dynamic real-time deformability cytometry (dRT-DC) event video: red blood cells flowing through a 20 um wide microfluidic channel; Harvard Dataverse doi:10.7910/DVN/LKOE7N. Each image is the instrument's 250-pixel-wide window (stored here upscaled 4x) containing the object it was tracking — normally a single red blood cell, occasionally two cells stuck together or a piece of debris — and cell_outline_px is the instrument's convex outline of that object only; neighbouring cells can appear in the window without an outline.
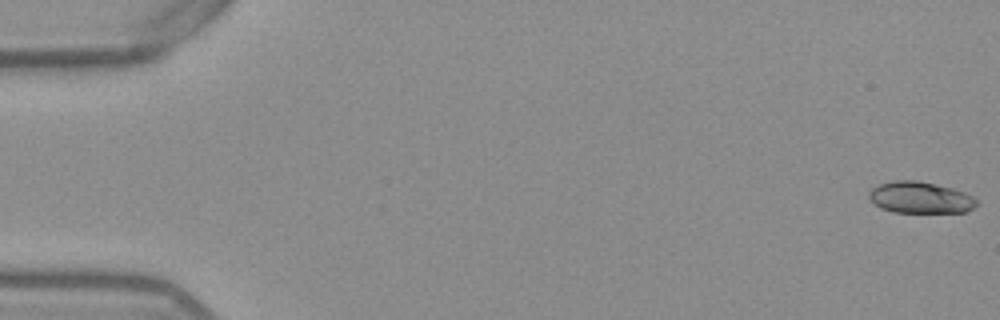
{"species": "Egyptian fruit bat (a non-hibernating species)", "species_latin": "Rousettus aegyptiacus", "temperature_condition": "warm", "stored_images_in_passage": 53, "camera_frame_rate_fps": 3000, "um_per_image_px": 0.085, "frame": {"image": 1, "passage_image": 1, "time_ms": 0.0, "image_size_px": [1000, 320], "cell_outline_px": [[976, 204], [972, 208], [964, 212], [892, 212], [880, 208], [868, 200], [868, 192], [872, 188], [880, 184], [892, 180], [916, 180], [936, 184], [952, 188], [964, 192], [972, 196], [976, 200]], "centroid_in_image_um": [78.15, 16.78], "position_along_channel_um": 6.8, "area_um2": 19.83}}
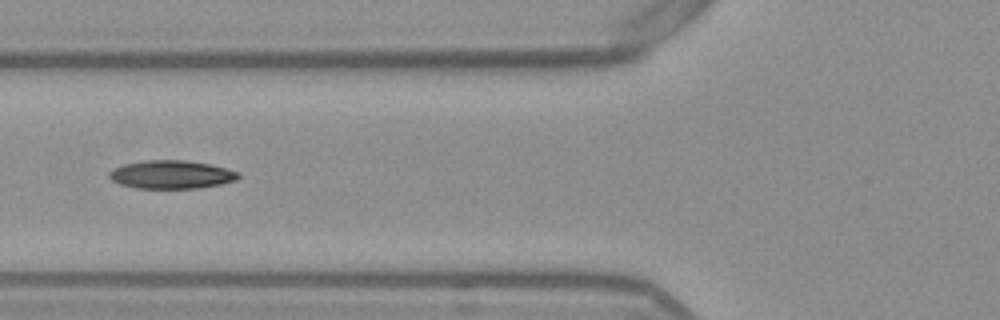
{"frame": {"image": 2, "passage_image": 21, "time_ms": 6.667, "image_size_px": [1000, 320], "cell_outline_px": [[240, 176], [236, 180], [220, 184], [200, 188], [136, 188], [120, 184], [112, 180], [108, 176], [108, 172], [112, 168], [124, 164], [144, 160], [184, 160], [208, 164], [240, 172]], "centroid_in_image_um": [14.53, 14.83], "position_along_channel_um": 111.3, "area_um2": 21.27}}
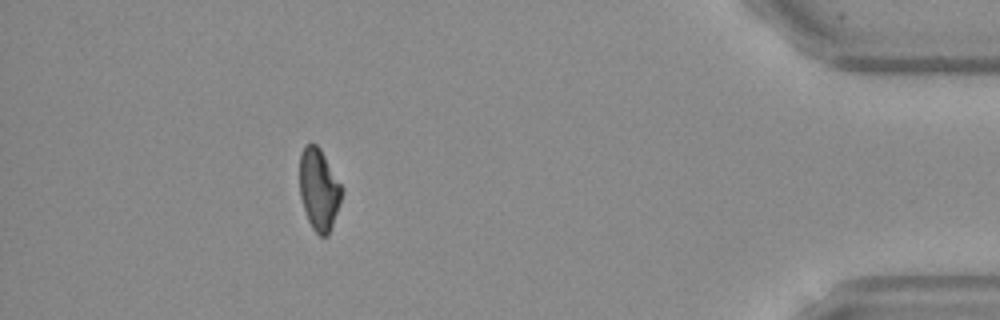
{"frame": {"image": 3, "passage_image": 48, "time_ms": 15.667, "image_size_px": [1000, 320], "cell_outline_px": [[344, 192], [340, 204], [328, 236], [320, 236], [312, 228], [308, 220], [300, 196], [300, 152], [304, 144], [316, 144], [320, 148], [344, 188]], "centroid_in_image_um": [27.12, 16.09], "position_along_channel_um": 408.1, "area_um2": 20.23}, "authors_computed_cell_mechanics": {"area_um2": 20.519, "velocity_mm_per_s": 3.882, "shape_relaxation_time_tau1_ms": 7.1722, "shape_relaxation_time_tau2_ms": 5.1689, "deformation_change_tau1": 0.1798, "deformation_change_tau2": 0.104}}